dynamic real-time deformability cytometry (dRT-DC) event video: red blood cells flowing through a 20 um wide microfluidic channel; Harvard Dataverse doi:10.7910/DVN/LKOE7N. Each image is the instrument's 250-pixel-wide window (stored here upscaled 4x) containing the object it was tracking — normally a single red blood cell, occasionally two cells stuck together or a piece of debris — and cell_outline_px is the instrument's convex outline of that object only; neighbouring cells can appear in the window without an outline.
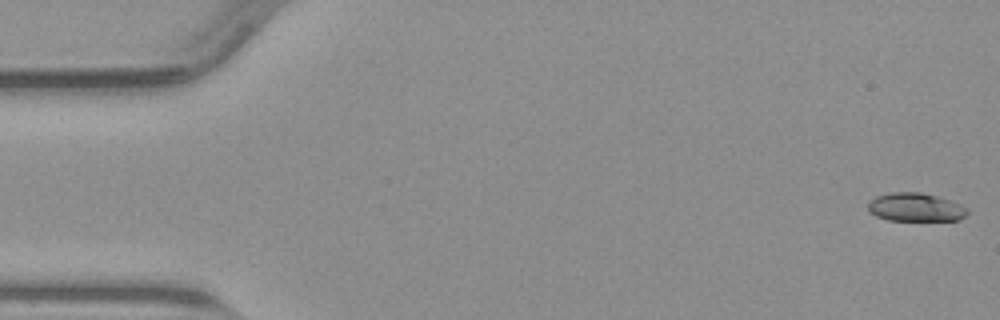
{"species": "common noctule bat (a hibernating species)", "species_latin": "Nyctalus noctula", "temperature_condition": "warm", "stored_images_in_passage": 50, "camera_frame_rate_fps": 3000, "um_per_image_px": 0.085, "animal": {"sex": "male", "body_mass_g": 23.1, "forearm_length_mm": 52.7}, "frame": {"image": 1, "passage_image": 1, "time_ms": 0.0, "image_size_px": [1000, 320], "cell_outline_px": [[968, 212], [960, 220], [888, 220], [876, 216], [868, 212], [868, 200], [876, 196], [888, 192], [920, 192], [936, 196], [960, 204], [968, 208]], "centroid_in_image_um": [77.77, 17.61], "position_along_channel_um": 7.2, "area_um2": 16.53}}
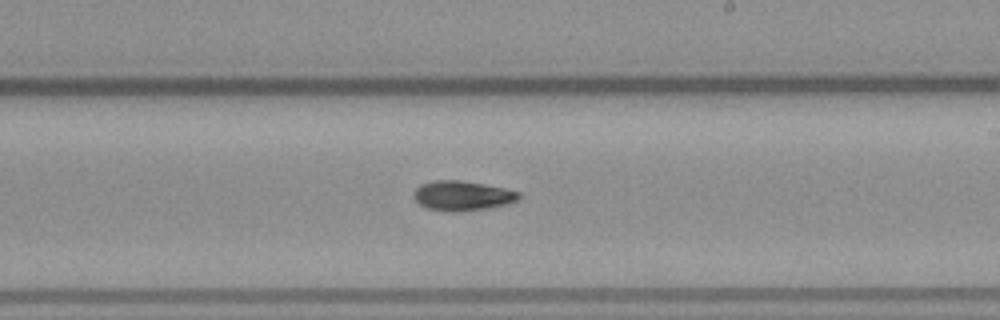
{"frame": {"image": 2, "passage_image": 29, "time_ms": 9.333, "image_size_px": [1000, 320], "cell_outline_px": [[520, 196], [516, 200], [504, 204], [488, 208], [460, 212], [452, 212], [428, 208], [420, 204], [412, 196], [416, 188], [420, 184], [436, 180], [460, 180], [484, 184], [504, 188], [520, 192]], "centroid_in_image_um": [39.27, 16.63], "position_along_channel_um": 249.7, "area_um2": 18.09}}
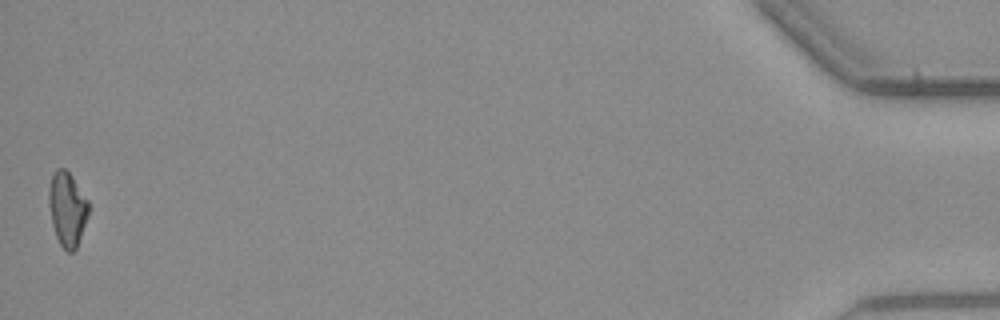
{"frame": {"image": 3, "passage_image": 50, "time_ms": 16.333, "image_size_px": [1000, 320], "cell_outline_px": [[88, 216], [76, 248], [72, 252], [68, 252], [60, 244], [56, 236], [52, 224], [48, 204], [48, 188], [52, 172], [56, 168], [64, 168], [72, 176], [88, 200]], "centroid_in_image_um": [5.69, 17.73], "position_along_channel_um": 429.5, "area_um2": 17.22}}